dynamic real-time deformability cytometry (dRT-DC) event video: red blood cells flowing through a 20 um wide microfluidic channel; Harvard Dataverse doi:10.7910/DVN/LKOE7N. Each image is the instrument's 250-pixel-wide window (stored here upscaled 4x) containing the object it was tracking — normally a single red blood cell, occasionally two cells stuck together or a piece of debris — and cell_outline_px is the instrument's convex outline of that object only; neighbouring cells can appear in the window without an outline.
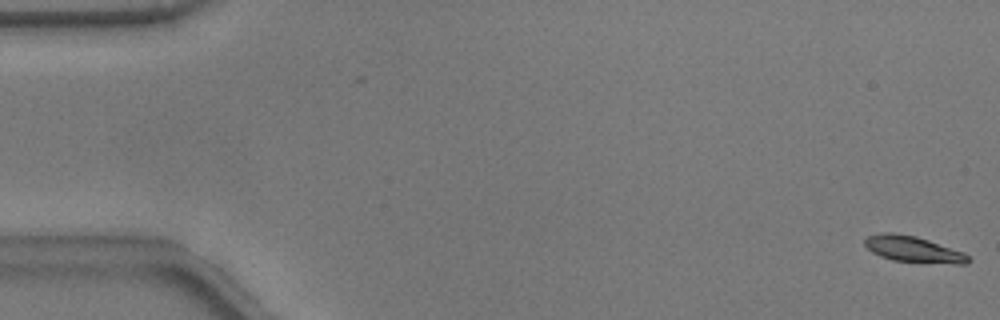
{"species": "common noctule bat (a hibernating species)", "species_latin": "Nyctalus noctula", "temperature_condition": "warm", "stored_images_in_passage": 55, "camera_frame_rate_fps": 3000, "um_per_image_px": 0.085, "animal": {"sex": "male", "body_mass_g": 17.9}, "frame": {"image": 1, "passage_image": 1, "time_ms": 0.0, "image_size_px": [1000, 320], "cell_outline_px": [[972, 260], [968, 264], [956, 264], [892, 260], [880, 256], [872, 252], [864, 244], [864, 240], [868, 236], [880, 232], [892, 232], [916, 236], [964, 252]], "centroid_in_image_um": [77.63, 21.18], "position_along_channel_um": 7.4, "area_um2": 15.72}}
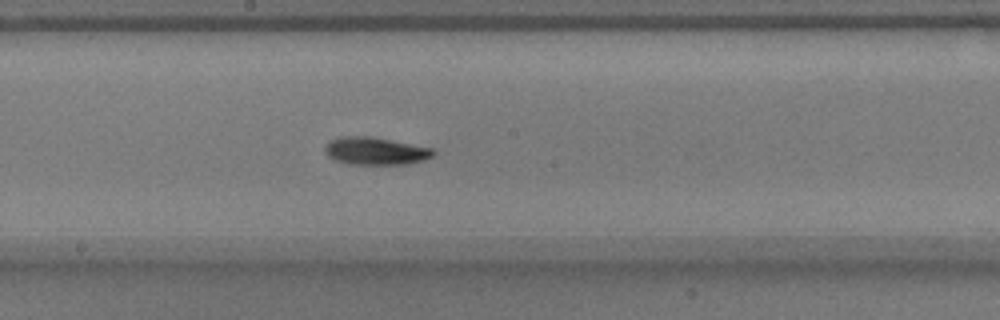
{"frame": {"image": 2, "passage_image": 29, "time_ms": 9.333, "image_size_px": [1000, 320], "cell_outline_px": [[436, 152], [432, 156], [424, 160], [408, 164], [348, 164], [332, 160], [324, 152], [324, 148], [328, 140], [340, 136], [368, 136], [432, 148]], "centroid_in_image_um": [31.85, 12.84], "position_along_channel_um": 216.4, "area_um2": 17.51}}
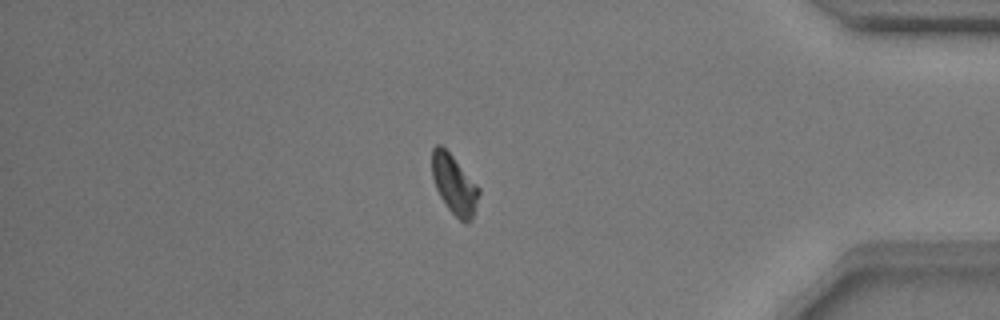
{"frame": {"image": 3, "passage_image": 46, "time_ms": 15.0, "image_size_px": [1000, 320], "cell_outline_px": [[480, 192], [472, 220], [468, 224], [464, 224], [448, 208], [440, 196], [436, 188], [432, 176], [432, 148], [436, 144], [440, 144], [452, 156], [480, 188]], "centroid_in_image_um": [38.62, 15.71], "position_along_channel_um": 396.6, "area_um2": 16.07}}